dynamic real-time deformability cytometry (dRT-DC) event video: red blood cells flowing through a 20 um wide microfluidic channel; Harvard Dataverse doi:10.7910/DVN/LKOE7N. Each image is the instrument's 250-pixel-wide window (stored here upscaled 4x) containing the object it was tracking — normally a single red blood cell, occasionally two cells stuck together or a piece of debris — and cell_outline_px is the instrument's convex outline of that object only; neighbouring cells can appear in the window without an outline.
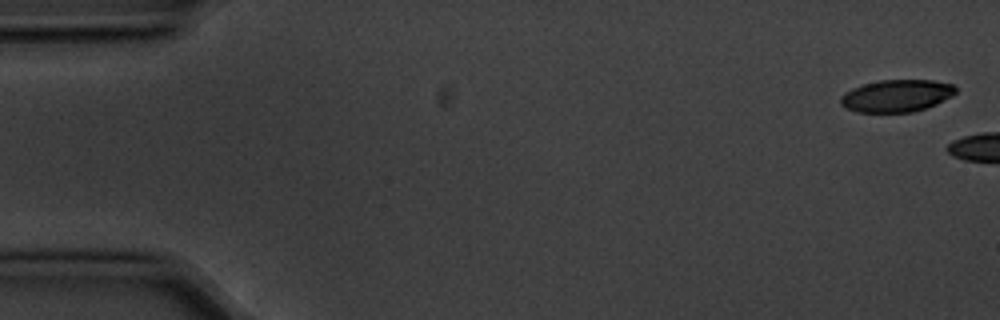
{"species": "common noctule bat (a hibernating species)", "species_latin": "Nyctalus noctula", "temperature_condition": "cold", "stored_images_in_passage": 2, "camera_frame_rate_fps": 3000, "um_per_image_px": 0.085, "animal": {"sex": "male", "body_mass_g": 20.1, "forearm_length_mm": 53.5}, "frame": {"image": 1, "passage_image": 1, "time_ms": 0.0, "image_size_px": [1000, 320], "cell_outline_px": [[956, 92], [952, 96], [936, 104], [912, 112], [856, 112], [844, 108], [840, 104], [840, 96], [844, 92], [852, 88], [864, 84], [880, 80], [932, 80], [952, 84], [956, 88]], "centroid_in_image_um": [76.17, 8.14], "position_along_channel_um": 8.8, "area_um2": 21.68}}